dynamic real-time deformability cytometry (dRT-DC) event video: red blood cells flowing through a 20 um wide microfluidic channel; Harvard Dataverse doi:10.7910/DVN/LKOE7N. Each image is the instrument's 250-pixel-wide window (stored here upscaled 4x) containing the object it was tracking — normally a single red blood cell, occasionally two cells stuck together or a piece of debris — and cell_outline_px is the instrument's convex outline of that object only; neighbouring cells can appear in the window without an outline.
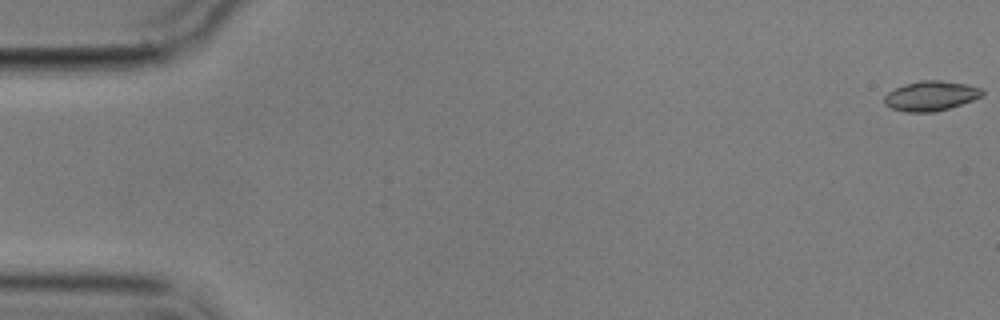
{"species": "common noctule bat (a hibernating species)", "species_latin": "Nyctalus noctula", "temperature_condition": "cold", "stored_images_in_passage": 6, "camera_frame_rate_fps": 3000, "um_per_image_px": 0.085, "animal": {"sex": "male", "body_mass_g": 17.9}, "frame": {"image": 1, "passage_image": 1, "time_ms": 0.0, "image_size_px": [1000, 320], "cell_outline_px": [[984, 92], [980, 96], [972, 100], [936, 112], [904, 112], [892, 108], [884, 104], [884, 96], [888, 92], [904, 84], [920, 80], [940, 80], [968, 84], [984, 88]], "centroid_in_image_um": [79.11, 8.14], "position_along_channel_um": 5.9, "area_um2": 17.05}}
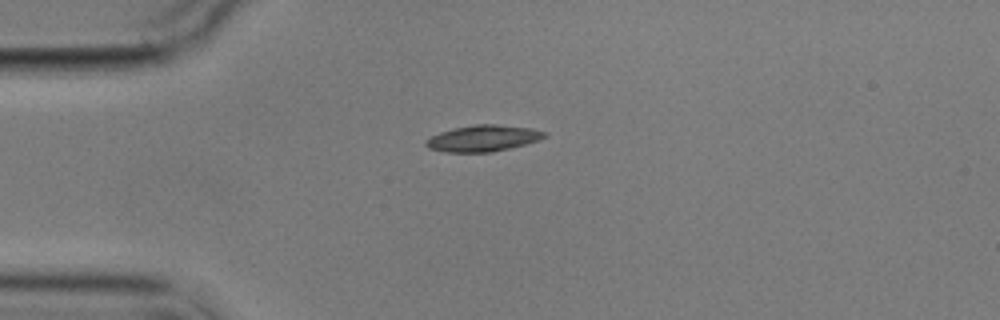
{"frame": {"image": 2, "passage_image": 5, "time_ms": 4.667, "image_size_px": [1000, 320], "cell_outline_px": [[548, 136], [540, 140], [512, 148], [492, 152], [444, 152], [428, 148], [424, 144], [424, 140], [440, 132], [452, 128], [476, 124], [496, 124], [532, 128], [548, 132]], "centroid_in_image_um": [41.09, 11.75], "position_along_channel_um": 43.9, "area_um2": 18.5}}